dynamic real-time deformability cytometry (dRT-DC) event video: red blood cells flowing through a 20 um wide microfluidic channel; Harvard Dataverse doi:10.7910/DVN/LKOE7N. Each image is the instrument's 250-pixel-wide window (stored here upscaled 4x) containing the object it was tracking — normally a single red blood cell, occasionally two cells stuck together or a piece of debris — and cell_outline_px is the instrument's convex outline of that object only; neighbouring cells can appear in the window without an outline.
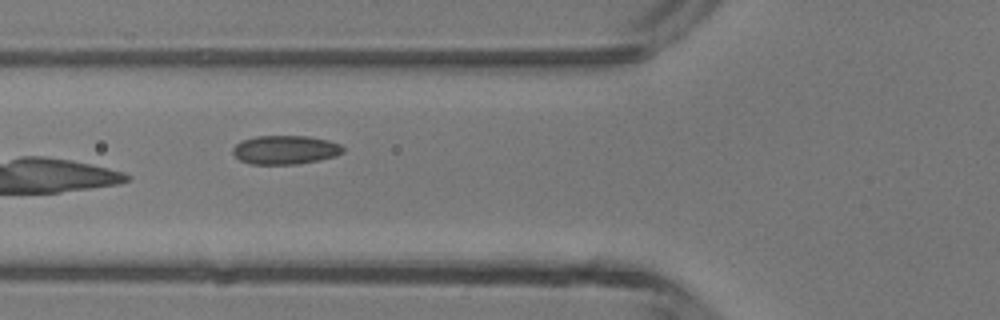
{"species": "common noctule bat (a hibernating species)", "species_latin": "Nyctalus noctula", "temperature_condition": "room temperature", "stored_images_in_passage": 5, "camera_frame_rate_fps": 3000, "um_per_image_px": 0.085, "animal": {"sex": "male", "body_mass_g": 13.3}, "frame": {"image": 1, "passage_image": 4, "time_ms": 3.667, "image_size_px": [1000, 320], "cell_outline_px": [[344, 152], [336, 156], [320, 160], [296, 164], [252, 164], [240, 160], [232, 152], [232, 148], [240, 140], [256, 136], [308, 136], [328, 140], [340, 144], [344, 148]], "centroid_in_image_um": [24.25, 12.73], "position_along_channel_um": 101.5, "area_um2": 18.61}}
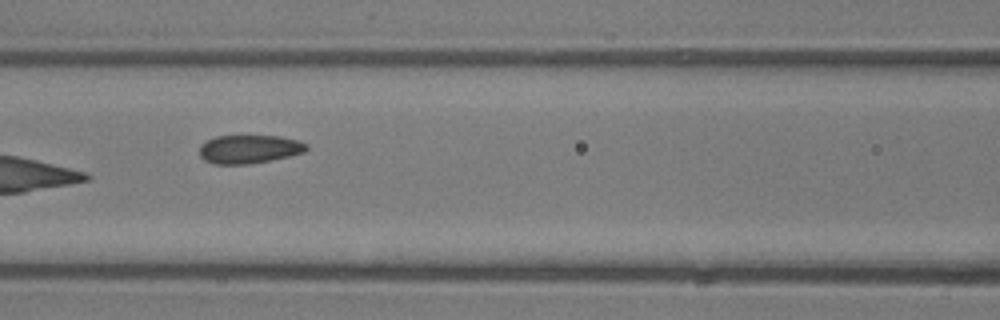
{"frame": {"image": 2, "passage_image": 5, "time_ms": 4.667, "image_size_px": [1000, 320], "cell_outline_px": [[308, 148], [304, 152], [288, 156], [252, 164], [212, 164], [204, 160], [200, 156], [200, 144], [216, 136], [280, 136], [300, 140], [308, 144]], "centroid_in_image_um": [21.19, 12.68], "position_along_channel_um": 145.4, "area_um2": 17.86}}